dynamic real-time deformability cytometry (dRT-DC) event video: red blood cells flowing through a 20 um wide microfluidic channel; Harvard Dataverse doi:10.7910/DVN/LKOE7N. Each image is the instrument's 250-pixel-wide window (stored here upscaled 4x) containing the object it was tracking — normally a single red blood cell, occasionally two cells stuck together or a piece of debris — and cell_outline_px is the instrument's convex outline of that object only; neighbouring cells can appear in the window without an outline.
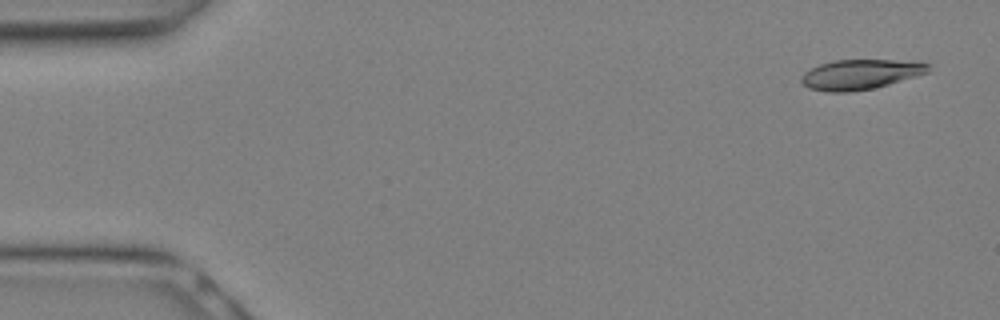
{"species": "Egyptian fruit bat (a non-hibernating species)", "species_latin": "Rousettus aegyptiacus", "temperature_condition": "warm", "stored_images_in_passage": 14, "camera_frame_rate_fps": 3000, "um_per_image_px": 0.085, "animal": {"sex": "female"}, "frame": {"image": 1, "passage_image": 2, "time_ms": 0.333, "image_size_px": [1000, 320], "cell_outline_px": [[932, 72], [888, 84], [872, 88], [848, 92], [828, 92], [808, 88], [800, 80], [800, 76], [804, 72], [820, 64], [836, 60], [892, 60], [928, 64]], "centroid_in_image_um": [73.11, 6.33], "position_along_channel_um": 11.9, "area_um2": 21.96}}
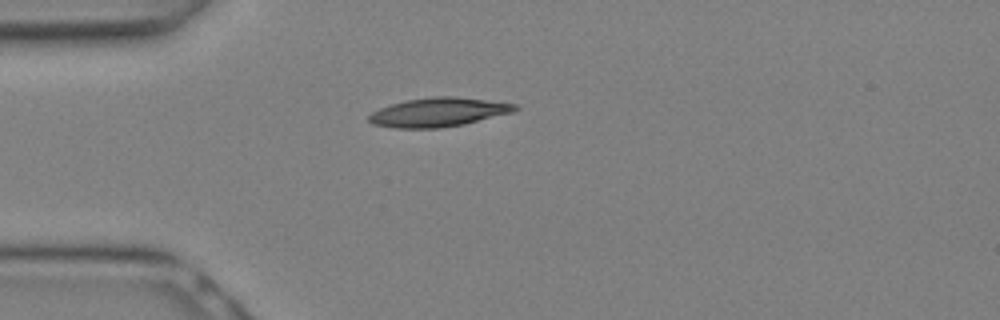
{"frame": {"image": 2, "passage_image": 8, "time_ms": 2.333, "image_size_px": [1000, 320], "cell_outline_px": [[520, 108], [512, 112], [464, 124], [440, 128], [392, 128], [372, 124], [368, 120], [368, 116], [372, 112], [380, 108], [392, 104], [408, 100], [436, 96], [452, 96], [516, 104]], "centroid_in_image_um": [37.23, 9.55], "position_along_channel_um": 47.8, "area_um2": 24.39}}
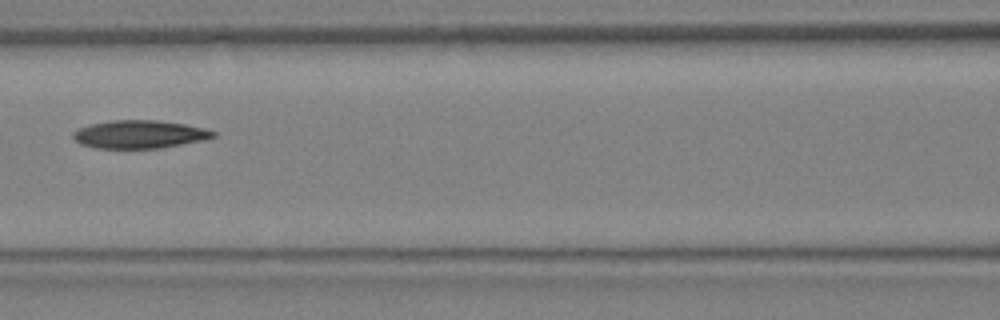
{"frame": {"image": 3, "passage_image": 13, "time_ms": 4.0, "image_size_px": [1000, 320], "cell_outline_px": [[216, 136], [204, 140], [160, 148], [96, 148], [80, 144], [72, 136], [72, 132], [80, 128], [92, 124], [112, 120], [156, 120], [184, 124], [204, 128], [216, 132]], "centroid_in_image_um": [11.86, 11.42], "position_along_channel_um": 154.7, "area_um2": 22.77}}